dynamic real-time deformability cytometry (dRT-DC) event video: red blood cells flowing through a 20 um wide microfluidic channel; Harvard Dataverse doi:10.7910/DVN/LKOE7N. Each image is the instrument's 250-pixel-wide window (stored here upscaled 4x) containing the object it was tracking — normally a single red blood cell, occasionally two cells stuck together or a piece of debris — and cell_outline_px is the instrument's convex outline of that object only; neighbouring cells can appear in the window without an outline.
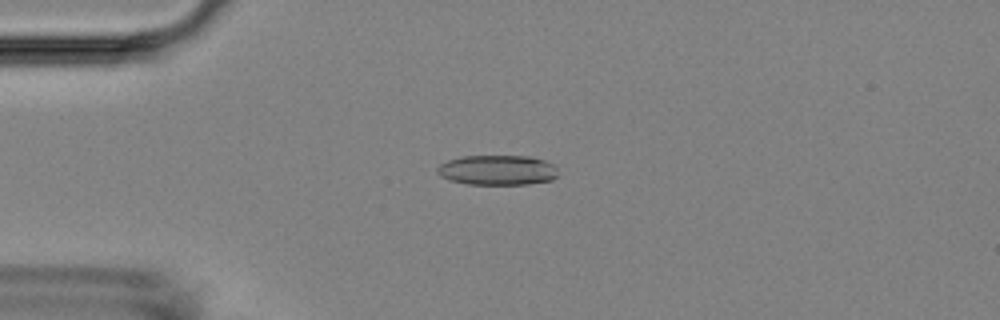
{"species": "Egyptian fruit bat (a non-hibernating species)", "species_latin": "Rousettus aegyptiacus", "temperature_condition": "room temperature", "stored_images_in_passage": 49, "camera_frame_rate_fps": 3000, "um_per_image_px": 0.085, "animal": {"sex": "female"}, "frame": {"image": 1, "passage_image": 13, "time_ms": 4.0, "image_size_px": [1000, 320], "cell_outline_px": [[556, 176], [552, 180], [528, 184], [468, 184], [448, 180], [440, 176], [436, 172], [436, 168], [440, 164], [448, 160], [460, 156], [532, 156], [544, 160], [552, 164], [556, 168]], "centroid_in_image_um": [42.24, 14.45], "position_along_channel_um": 42.8, "area_um2": 21.21}}
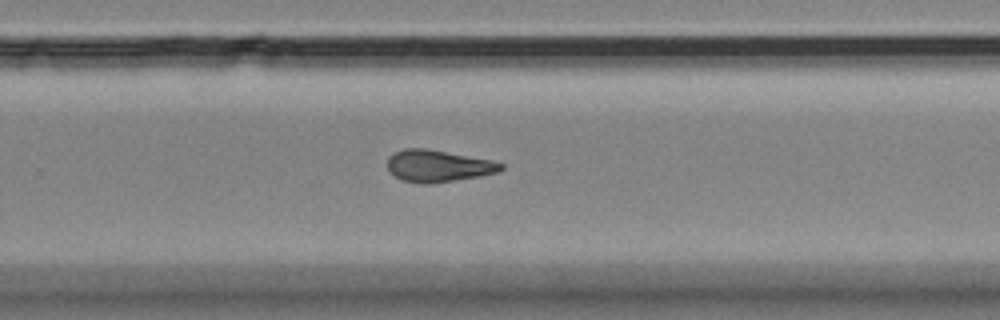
{"frame": {"image": 2, "passage_image": 35, "time_ms": 11.333, "image_size_px": [1000, 320], "cell_outline_px": [[504, 168], [500, 172], [480, 176], [432, 184], [420, 184], [400, 180], [388, 172], [388, 156], [404, 148], [428, 148], [496, 160], [504, 164]], "centroid_in_image_um": [37.27, 14.1], "position_along_channel_um": 292.5, "area_um2": 21.73}}
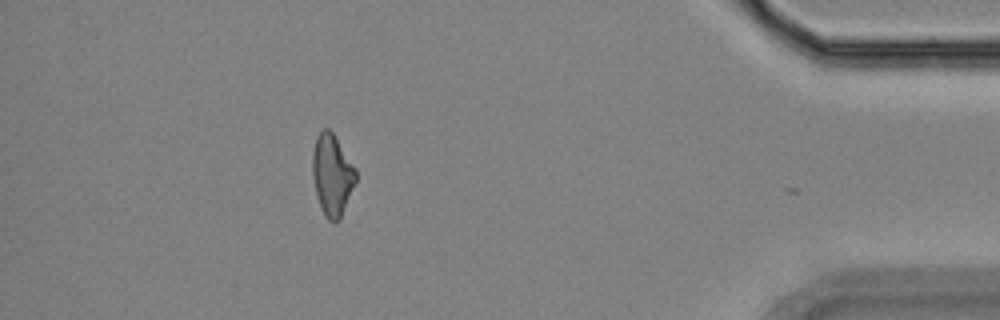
{"frame": {"image": 3, "passage_image": 48, "time_ms": 15.667, "image_size_px": [1000, 320], "cell_outline_px": [[356, 180], [340, 220], [328, 220], [324, 216], [320, 208], [316, 196], [312, 176], [312, 152], [316, 136], [324, 128], [328, 128], [332, 132], [356, 168]], "centroid_in_image_um": [28.21, 14.87], "position_along_channel_um": 407.0, "area_um2": 20.58}, "authors_computed_cell_mechanics": {"area_um2": 21.0392, "velocity_mm_per_s": 3.7116, "shape_relaxation_time_tau1_ms": 3.8382, "shape_relaxation_time_tau2_ms": 3.3309, "deformation_change_tau1": 0.1453, "deformation_change_tau2": 0.1279}}